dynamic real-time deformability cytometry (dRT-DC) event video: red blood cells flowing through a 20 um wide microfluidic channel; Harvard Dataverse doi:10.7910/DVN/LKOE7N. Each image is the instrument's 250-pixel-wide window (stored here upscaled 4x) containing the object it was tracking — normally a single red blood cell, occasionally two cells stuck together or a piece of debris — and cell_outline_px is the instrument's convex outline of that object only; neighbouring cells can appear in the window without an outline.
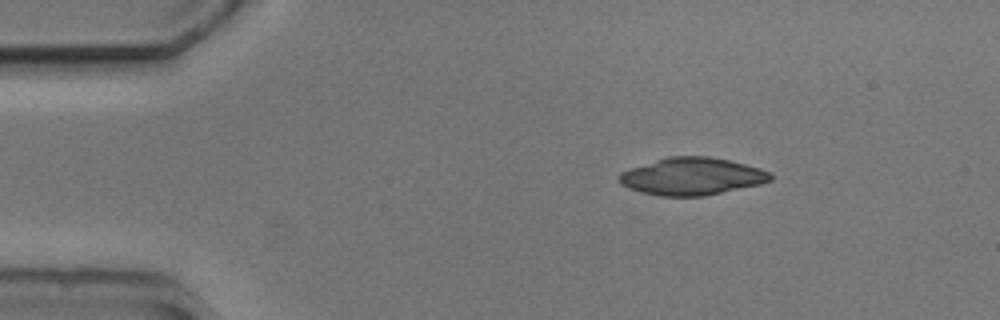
{"species": "common noctule bat (a hibernating species)", "species_latin": "Nyctalus noctula", "temperature_condition": "cold", "stored_images_in_passage": 2, "camera_frame_rate_fps": 3000, "um_per_image_px": 0.085, "animal": {"sex": "male", "body_mass_g": 20.5, "forearm_length_mm": 52.5}, "frame": {"image": 1, "passage_image": 1, "time_ms": 0.0, "image_size_px": [1000, 320], "cell_outline_px": [[772, 180], [760, 184], [704, 196], [660, 196], [628, 188], [620, 184], [616, 180], [620, 172], [668, 156], [708, 156], [728, 160], [760, 168], [772, 172]], "centroid_in_image_um": [58.81, 14.99], "position_along_channel_um": 26.2, "area_um2": 32.83}}